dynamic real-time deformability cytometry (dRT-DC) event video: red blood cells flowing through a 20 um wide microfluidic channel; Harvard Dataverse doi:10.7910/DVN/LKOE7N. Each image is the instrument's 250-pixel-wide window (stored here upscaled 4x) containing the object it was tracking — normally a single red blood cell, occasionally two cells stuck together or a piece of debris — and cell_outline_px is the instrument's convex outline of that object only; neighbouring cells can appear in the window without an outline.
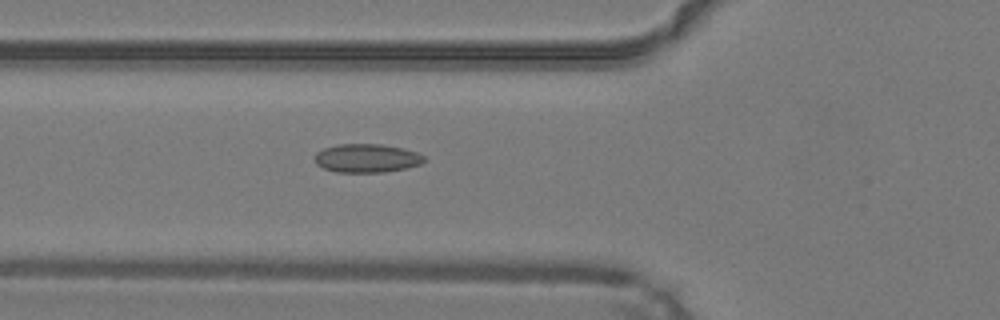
{"species": "common noctule bat (a hibernating species)", "species_latin": "Nyctalus noctula", "temperature_condition": "warm", "stored_images_in_passage": 49, "camera_frame_rate_fps": 3000, "um_per_image_px": 0.085, "animal": {"sex": "male", "body_mass_g": 19.2, "forearm_length_mm": 51.8}, "frame": {"image": 1, "passage_image": 18, "time_ms": 5.667, "image_size_px": [1000, 320], "cell_outline_px": [[424, 160], [420, 164], [404, 168], [384, 172], [336, 172], [324, 168], [316, 164], [316, 152], [324, 148], [336, 144], [380, 144], [404, 148], [416, 152], [424, 156]], "centroid_in_image_um": [31.16, 13.44], "position_along_channel_um": 94.6, "area_um2": 18.09}}
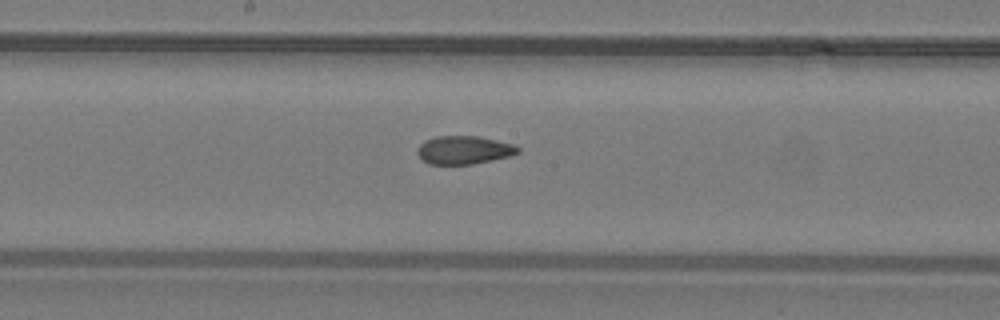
{"frame": {"image": 2, "passage_image": 26, "time_ms": 8.333, "image_size_px": [1000, 320], "cell_outline_px": [[520, 152], [508, 156], [492, 160], [472, 164], [428, 164], [420, 160], [416, 152], [420, 144], [424, 140], [436, 136], [476, 136], [496, 140], [512, 144], [520, 148]], "centroid_in_image_um": [39.38, 12.75], "position_along_channel_um": 208.8, "area_um2": 16.59}}
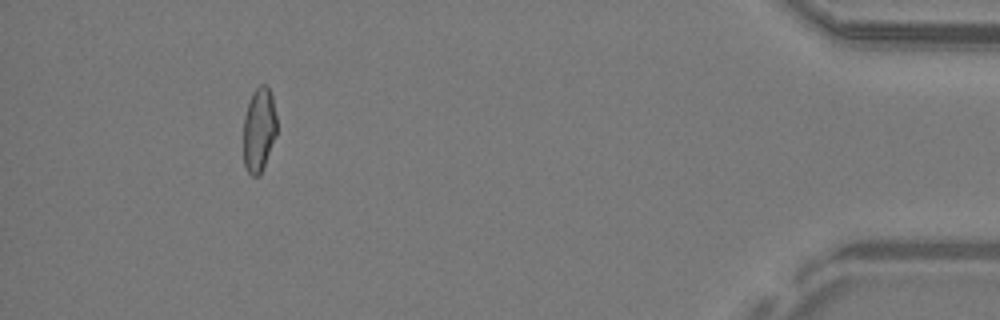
{"frame": {"image": 3, "passage_image": 45, "time_ms": 14.667, "image_size_px": [1000, 320], "cell_outline_px": [[276, 136], [264, 164], [260, 172], [256, 176], [252, 176], [248, 172], [244, 164], [244, 116], [252, 92], [260, 84], [268, 84], [272, 96], [276, 116]], "centroid_in_image_um": [22.01, 10.96], "position_along_channel_um": 413.2, "area_um2": 16.24}, "authors_computed_cell_mechanics": {"area_um2": 17.5134, "velocity_mm_per_s": 4.2718, "shape_relaxation_time_tau1_ms": null, "shape_relaxation_time_tau2_ms": 1.8125, "deformation_change_tau1": null, "deformation_change_tau2": 0.075}}